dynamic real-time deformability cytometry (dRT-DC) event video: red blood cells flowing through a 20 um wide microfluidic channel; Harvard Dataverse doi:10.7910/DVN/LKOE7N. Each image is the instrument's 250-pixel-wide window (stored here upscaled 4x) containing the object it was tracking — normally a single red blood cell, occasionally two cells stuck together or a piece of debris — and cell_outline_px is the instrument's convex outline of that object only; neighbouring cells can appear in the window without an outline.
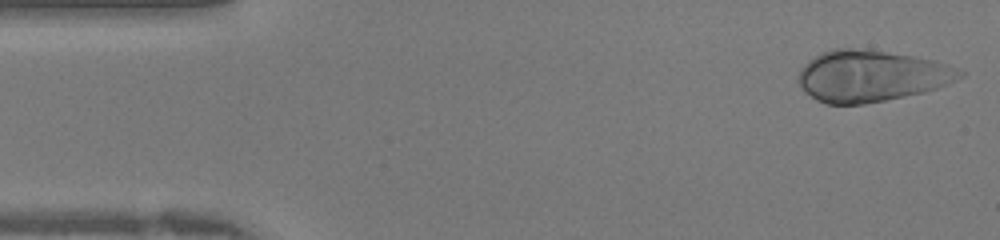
{"species": "human", "species_latin": "Homo sapiens", "temperature_condition": "warm", "stored_images_in_passage": 40, "camera_frame_rate_fps": 3000, "um_per_image_px": 0.085, "donor": {"sex": "female"}, "frame": {"image": 1, "passage_image": 1, "time_ms": 0.0, "image_size_px": [1000, 240], "cell_outline_px": [[964, 76], [948, 84], [924, 92], [864, 104], [828, 104], [816, 100], [796, 80], [796, 76], [800, 68], [808, 60], [820, 52], [832, 48], [852, 48], [884, 52], [912, 56], [936, 60], [948, 64], [964, 72]], "centroid_in_image_um": [74.03, 6.45], "position_along_channel_um": 11.0, "area_um2": 48.21}}
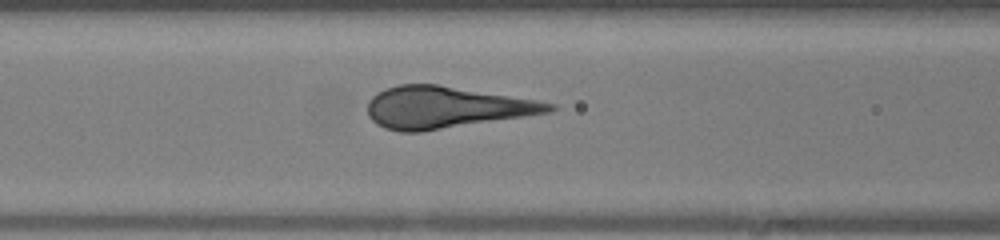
{"frame": {"image": 2, "passage_image": 15, "time_ms": 4.667, "image_size_px": [1000, 240], "cell_outline_px": [[556, 108], [552, 112], [420, 132], [400, 132], [384, 128], [376, 124], [368, 116], [368, 100], [376, 92], [384, 88], [400, 84], [436, 84], [536, 100], [556, 104]], "centroid_in_image_um": [37.85, 9.13], "position_along_channel_um": 128.7, "area_um2": 44.1}}
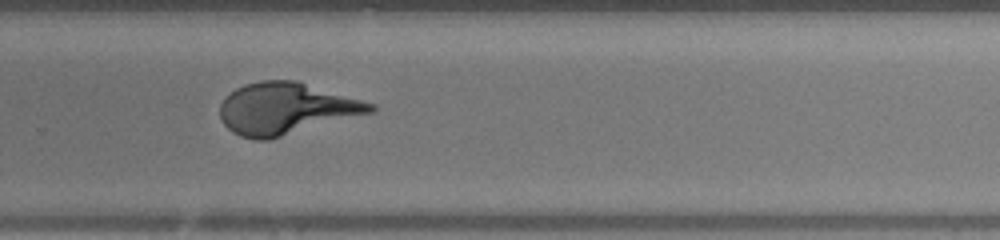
{"frame": {"image": 3, "passage_image": 26, "time_ms": 8.333, "image_size_px": [1000, 240], "cell_outline_px": [[376, 112], [268, 140], [256, 140], [240, 136], [232, 132], [224, 124], [220, 116], [220, 104], [224, 96], [236, 88], [244, 84], [260, 80], [296, 80], [376, 104]], "centroid_in_image_um": [24.32, 9.23], "position_along_channel_um": 305.5, "area_um2": 45.72}}